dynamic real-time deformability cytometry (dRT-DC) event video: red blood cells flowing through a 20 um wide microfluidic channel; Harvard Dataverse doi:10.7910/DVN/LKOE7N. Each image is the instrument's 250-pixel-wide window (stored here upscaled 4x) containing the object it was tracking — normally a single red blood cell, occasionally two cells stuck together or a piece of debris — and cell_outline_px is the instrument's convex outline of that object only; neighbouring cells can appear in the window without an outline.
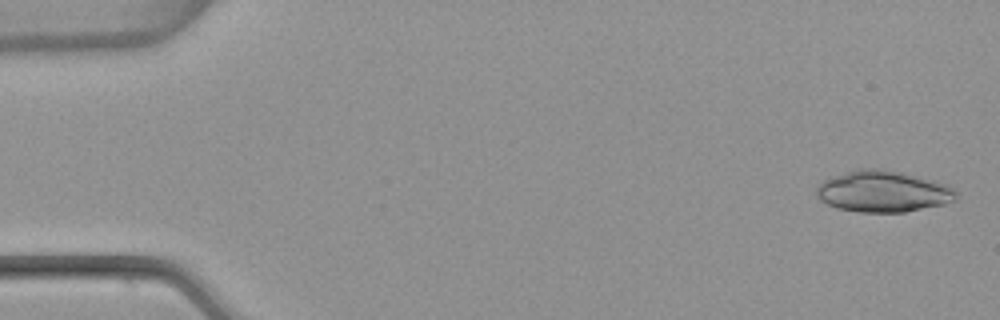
{"species": "common noctule bat (a hibernating species)", "species_latin": "Nyctalus noctula", "temperature_condition": "warm", "stored_images_in_passage": 53, "camera_frame_rate_fps": 3000, "um_per_image_px": 0.085, "animal": {"sex": "female", "body_mass_g": 22.7, "forearm_length_mm": 54.2}, "frame": {"image": 1, "passage_image": 2, "time_ms": 0.333, "image_size_px": [1000, 320], "cell_outline_px": [[956, 196], [952, 200], [944, 204], [904, 212], [860, 212], [836, 208], [820, 200], [816, 196], [816, 188], [824, 180], [832, 176], [856, 168], [884, 168], [932, 180], [944, 184], [952, 188], [956, 192]], "centroid_in_image_um": [74.99, 16.26], "position_along_channel_um": 10.0, "area_um2": 33.52}}
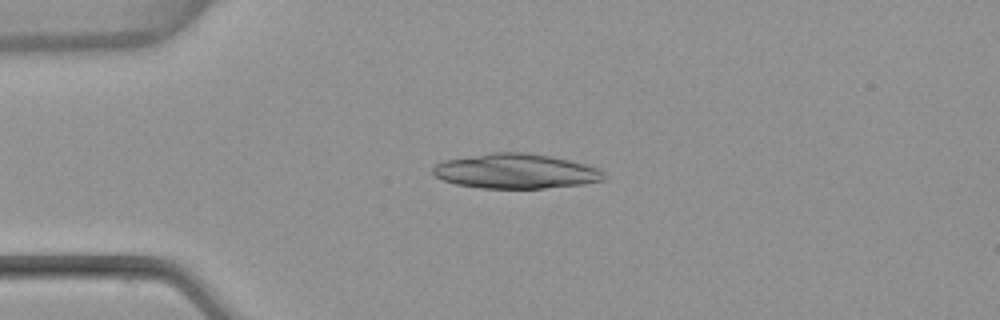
{"frame": {"image": 2, "passage_image": 13, "time_ms": 4.0, "image_size_px": [1000, 320], "cell_outline_px": [[604, 180], [584, 184], [544, 188], [480, 188], [456, 184], [444, 180], [436, 176], [432, 172], [432, 164], [444, 160], [488, 152], [524, 152], [552, 156], [584, 164], [596, 168], [604, 172]], "centroid_in_image_um": [43.79, 14.54], "position_along_channel_um": 41.2, "area_um2": 34.8}}